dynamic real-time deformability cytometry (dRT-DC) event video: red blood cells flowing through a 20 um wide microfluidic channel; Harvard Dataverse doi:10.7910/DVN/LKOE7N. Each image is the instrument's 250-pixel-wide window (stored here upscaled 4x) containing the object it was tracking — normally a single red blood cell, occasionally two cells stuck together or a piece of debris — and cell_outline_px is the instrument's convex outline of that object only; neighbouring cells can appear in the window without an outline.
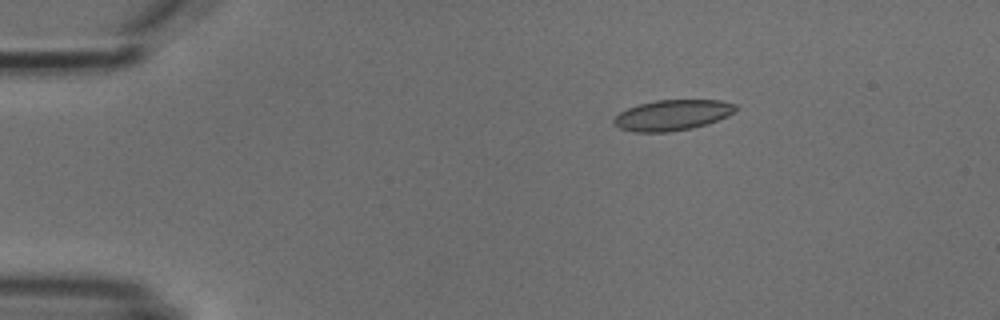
{"species": "common noctule bat (a hibernating species)", "species_latin": "Nyctalus noctula", "temperature_condition": "cold", "stored_images_in_passage": 5, "camera_frame_rate_fps": 3000, "um_per_image_px": 0.085, "animal": {"sex": "male", "body_mass_g": 18.8}, "frame": {"image": 1, "passage_image": 3, "time_ms": 2.333, "image_size_px": [1000, 320], "cell_outline_px": [[736, 112], [728, 116], [692, 128], [668, 132], [632, 132], [620, 128], [612, 120], [620, 112], [628, 108], [640, 104], [656, 100], [720, 100], [736, 104]], "centroid_in_image_um": [57.16, 9.78], "position_along_channel_um": 27.8, "area_um2": 21.56}}
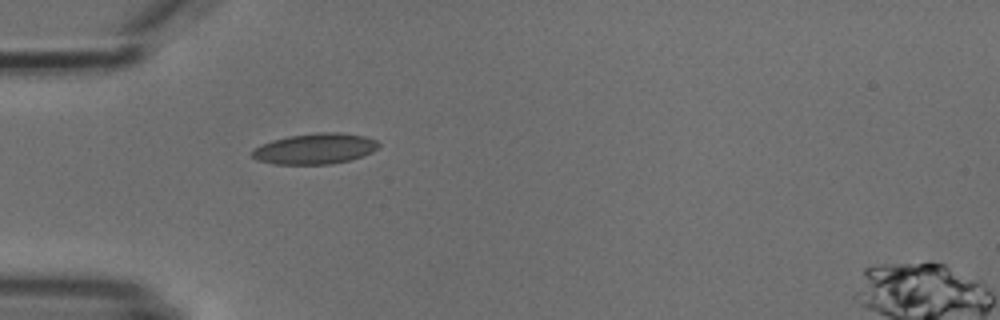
{"frame": {"image": 2, "passage_image": 5, "time_ms": 4.667, "image_size_px": [1000, 320], "cell_outline_px": [[380, 144], [372, 152], [348, 160], [332, 164], [272, 164], [256, 160], [252, 156], [252, 152], [260, 144], [272, 140], [288, 136], [316, 132], [340, 132], [364, 136], [376, 140]], "centroid_in_image_um": [26.75, 12.63], "position_along_channel_um": 58.3, "area_um2": 22.6}}